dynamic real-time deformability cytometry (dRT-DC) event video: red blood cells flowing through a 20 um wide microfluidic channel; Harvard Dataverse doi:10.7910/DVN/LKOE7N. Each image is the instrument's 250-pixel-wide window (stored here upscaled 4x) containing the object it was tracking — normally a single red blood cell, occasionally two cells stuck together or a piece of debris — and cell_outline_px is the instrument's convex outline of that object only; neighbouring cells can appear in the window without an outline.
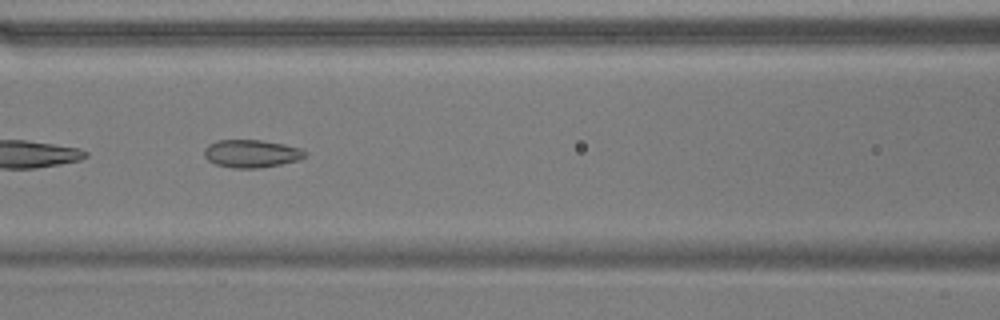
{"species": "common noctule bat (a hibernating species)", "species_latin": "Nyctalus noctula", "temperature_condition": "warm", "stored_images_in_passage": 54, "camera_frame_rate_fps": 3000, "um_per_image_px": 0.085, "animal": {"sex": "male", "body_mass_g": 17.9}, "frame": {"image": 1, "passage_image": 24, "time_ms": 7.667, "image_size_px": [1000, 320], "cell_outline_px": [[308, 152], [300, 160], [280, 164], [256, 168], [232, 168], [216, 164], [208, 160], [204, 156], [204, 148], [208, 144], [216, 140], [260, 140], [284, 144], [300, 148]], "centroid_in_image_um": [21.35, 13.05], "position_along_channel_um": 145.2, "area_um2": 16.36}}
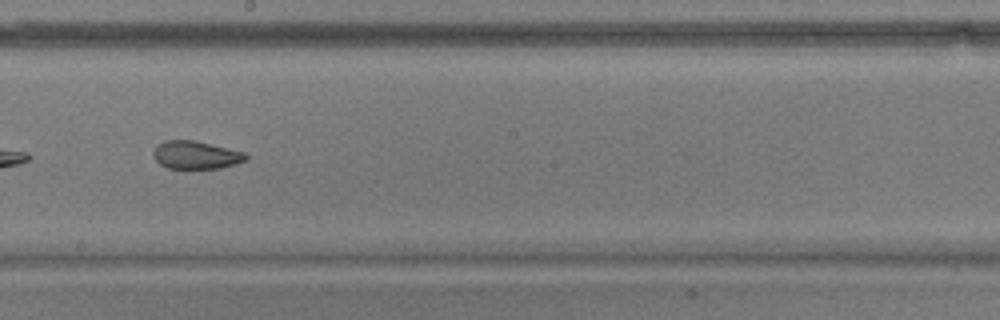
{"frame": {"image": 2, "passage_image": 31, "time_ms": 10.0, "image_size_px": [1000, 320], "cell_outline_px": [[248, 160], [236, 164], [220, 168], [168, 168], [160, 164], [156, 160], [152, 152], [164, 140], [196, 140], [244, 152], [248, 156]], "centroid_in_image_um": [16.69, 13.17], "position_along_channel_um": 231.5, "area_um2": 15.03}, "authors_computed_cell_mechanics": {"area_um2": 18.6983, "velocity_mm_per_s": 3.7043, "shape_relaxation_time_tau1_ms": null, "shape_relaxation_time_tau2_ms": 1.7644, "deformation_change_tau1": null, "deformation_change_tau2": 0.0711}}